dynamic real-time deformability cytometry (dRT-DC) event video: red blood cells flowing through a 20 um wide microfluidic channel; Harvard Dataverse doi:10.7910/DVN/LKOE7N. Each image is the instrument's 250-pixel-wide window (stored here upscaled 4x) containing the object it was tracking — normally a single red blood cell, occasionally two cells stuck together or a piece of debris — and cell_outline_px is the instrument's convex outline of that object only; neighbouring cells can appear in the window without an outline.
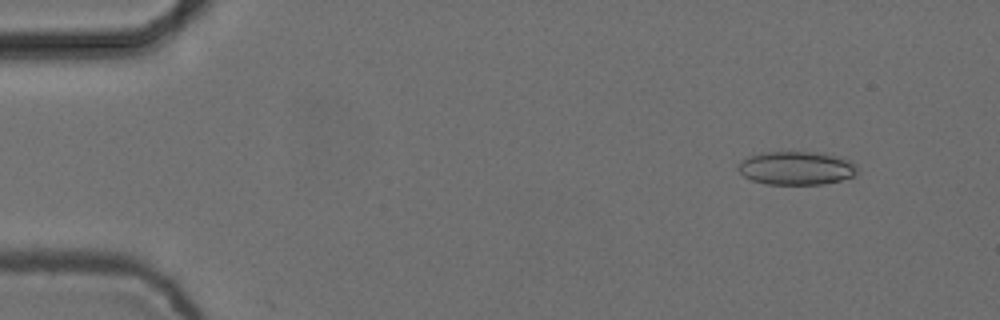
{"species": "common noctule bat (a hibernating species)", "species_latin": "Nyctalus noctula", "temperature_condition": "cold", "stored_images_in_passage": 3, "camera_frame_rate_fps": 3000, "um_per_image_px": 0.085, "animal": {"sex": "female", "body_mass_g": 24.6, "forearm_length_mm": 56.2}, "frame": {"image": 1, "passage_image": 1, "time_ms": 0.0, "image_size_px": [1000, 320], "cell_outline_px": [[860, 172], [852, 176], [840, 180], [820, 184], [768, 184], [752, 180], [744, 176], [736, 168], [740, 160], [748, 156], [764, 152], [816, 152], [836, 156], [852, 160], [856, 164]], "centroid_in_image_um": [67.69, 14.28], "position_along_channel_um": 17.3, "area_um2": 23.35}}